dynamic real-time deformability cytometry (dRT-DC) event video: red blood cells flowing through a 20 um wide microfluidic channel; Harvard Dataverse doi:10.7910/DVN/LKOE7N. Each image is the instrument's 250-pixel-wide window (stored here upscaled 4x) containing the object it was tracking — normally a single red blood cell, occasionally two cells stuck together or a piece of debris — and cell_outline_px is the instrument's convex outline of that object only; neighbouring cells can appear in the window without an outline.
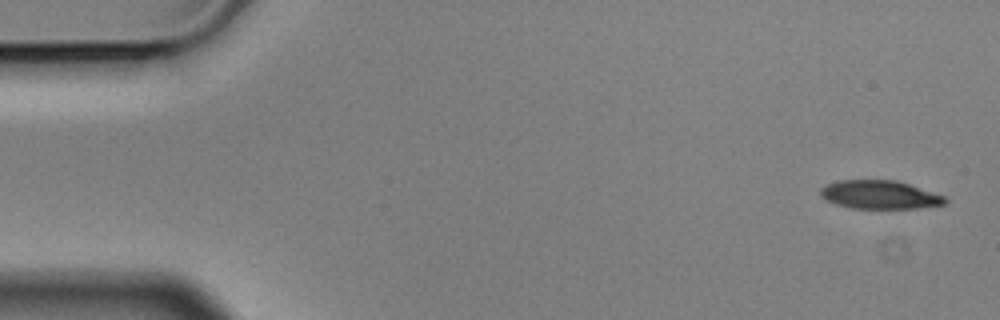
{"species": "Egyptian fruit bat (a non-hibernating species)", "species_latin": "Rousettus aegyptiacus", "temperature_condition": "cold", "stored_images_in_passage": 10, "camera_frame_rate_fps": 3000, "um_per_image_px": 0.085, "animal": {"sex": "male"}, "frame": {"image": 1, "passage_image": 1, "time_ms": 0.0, "image_size_px": [1000, 320], "cell_outline_px": [[948, 200], [944, 204], [916, 208], [852, 208], [836, 204], [820, 196], [820, 188], [824, 184], [836, 180], [896, 180], [944, 196]], "centroid_in_image_um": [74.72, 16.54], "position_along_channel_um": 10.3, "area_um2": 20.52}}
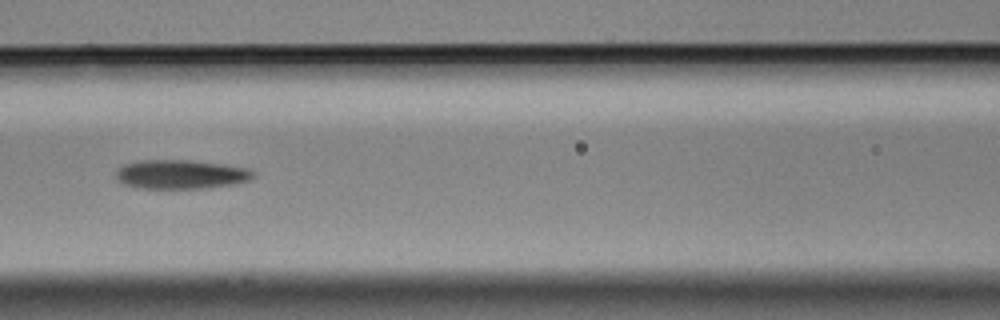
{"frame": {"image": 2, "passage_image": 7, "time_ms": 2.0, "image_size_px": [1000, 320], "cell_outline_px": [[256, 176], [252, 180], [236, 184], [204, 188], [136, 188], [124, 184], [116, 180], [116, 168], [124, 164], [140, 160], [192, 160], [224, 164], [252, 168], [256, 172]], "centroid_in_image_um": [15.43, 14.81], "position_along_channel_um": 151.2, "area_um2": 23.81}}
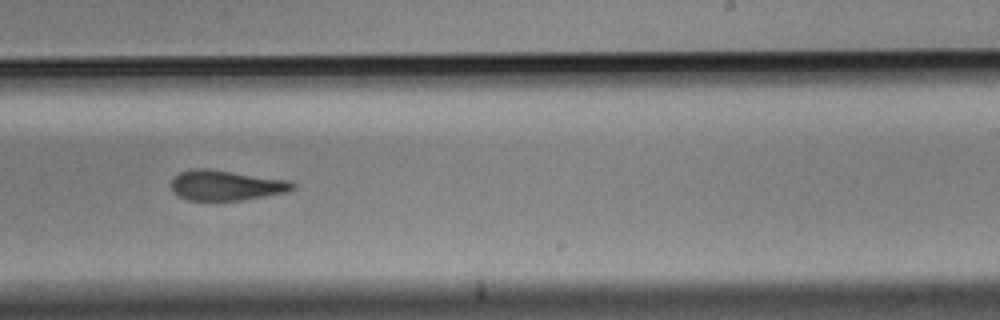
{"frame": {"image": 3, "passage_image": 10, "time_ms": 3.0, "image_size_px": [1000, 320], "cell_outline_px": [[296, 188], [288, 192], [240, 200], [188, 200], [176, 196], [172, 192], [172, 180], [180, 172], [192, 168], [204, 168], [292, 180], [296, 184]], "centroid_in_image_um": [19.24, 15.75], "position_along_channel_um": 269.8, "area_um2": 21.5}}